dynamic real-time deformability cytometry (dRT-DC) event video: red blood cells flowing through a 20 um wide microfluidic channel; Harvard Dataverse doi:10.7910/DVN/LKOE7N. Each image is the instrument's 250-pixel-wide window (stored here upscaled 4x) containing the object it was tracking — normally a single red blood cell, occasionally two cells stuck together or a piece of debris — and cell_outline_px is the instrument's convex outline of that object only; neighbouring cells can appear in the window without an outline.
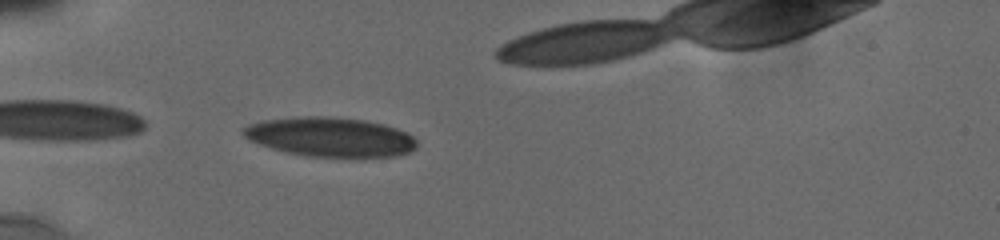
{"species": "human", "species_latin": "Homo sapiens", "temperature_condition": "cold", "stored_images_in_passage": 11, "camera_frame_rate_fps": 3000, "um_per_image_px": 0.085, "donor": {"sex": "male"}, "frame": {"image": 1, "passage_image": 1, "time_ms": 0.0, "image_size_px": [1000, 240], "cell_outline_px": [[416, 148], [408, 152], [396, 156], [308, 156], [288, 152], [272, 148], [260, 144], [244, 136], [240, 132], [248, 124], [260, 120], [300, 116], [324, 116], [364, 120], [384, 124], [408, 132], [416, 140]], "centroid_in_image_um": [28.06, 11.62], "position_along_channel_um": 56.9, "area_um2": 39.54}}